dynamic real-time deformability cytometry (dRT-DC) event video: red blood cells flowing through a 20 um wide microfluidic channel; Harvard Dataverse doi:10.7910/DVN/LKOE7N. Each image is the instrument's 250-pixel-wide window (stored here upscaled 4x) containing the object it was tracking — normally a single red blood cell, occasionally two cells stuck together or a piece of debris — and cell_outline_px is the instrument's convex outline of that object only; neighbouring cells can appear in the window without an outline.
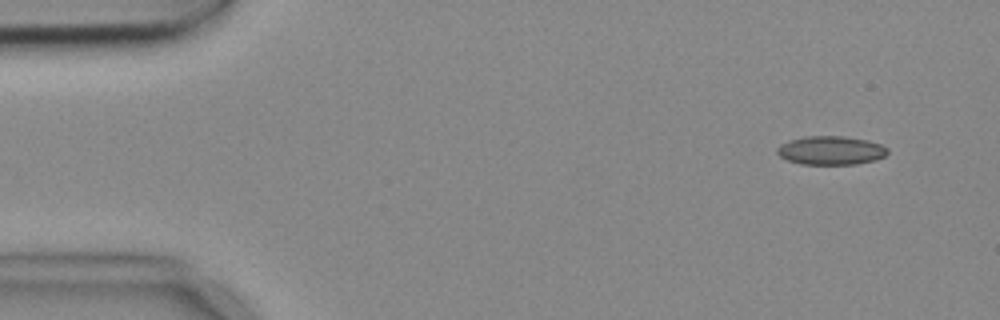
{"species": "common noctule bat (a hibernating species)", "species_latin": "Nyctalus noctula", "temperature_condition": "cold", "stored_images_in_passage": 3, "camera_frame_rate_fps": 3000, "um_per_image_px": 0.085, "animal": {"sex": "female", "body_mass_g": 18.4}, "frame": {"image": 1, "passage_image": 1, "time_ms": 0.0, "image_size_px": [1000, 320], "cell_outline_px": [[888, 152], [884, 156], [876, 160], [856, 164], [800, 164], [788, 160], [780, 156], [776, 152], [776, 148], [780, 144], [788, 140], [804, 136], [844, 136], [868, 140], [880, 144], [888, 148]], "centroid_in_image_um": [70.61, 12.78], "position_along_channel_um": 14.4, "area_um2": 18.61}}